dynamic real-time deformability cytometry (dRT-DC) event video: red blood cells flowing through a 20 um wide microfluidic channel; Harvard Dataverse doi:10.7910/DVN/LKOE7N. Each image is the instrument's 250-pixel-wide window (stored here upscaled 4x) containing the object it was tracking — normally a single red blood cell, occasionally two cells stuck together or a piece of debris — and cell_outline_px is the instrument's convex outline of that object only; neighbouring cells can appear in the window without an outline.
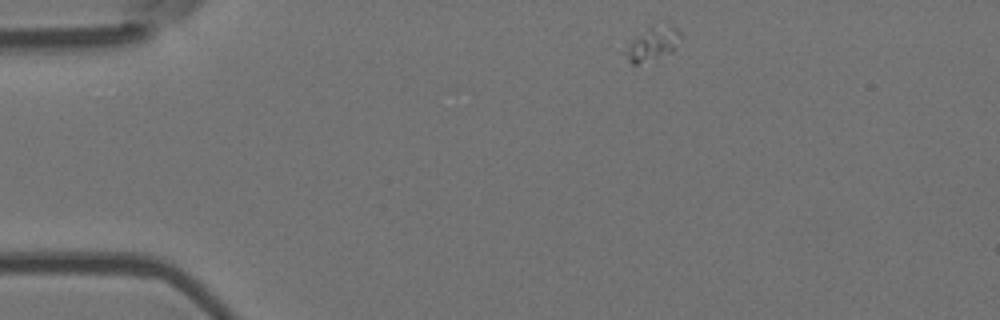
{"species": "Egyptian fruit bat (a non-hibernating species)", "species_latin": "Rousettus aegyptiacus", "temperature_condition": "room temperature", "stored_images_in_passage": 4, "camera_frame_rate_fps": 3000, "um_per_image_px": 0.085, "animal": {"sex": "female"}, "frame": {"image": 1, "passage_image": 1, "time_ms": 0.0, "image_size_px": [1000, 320], "cell_outline_px": [[680, 36], [676, 48], [672, 52], [636, 64], [632, 64], [620, 52], [632, 40], [648, 28], [672, 24], [680, 32]], "centroid_in_image_um": [55.43, 3.74], "position_along_channel_um": 29.6, "area_um2": 10.58}}